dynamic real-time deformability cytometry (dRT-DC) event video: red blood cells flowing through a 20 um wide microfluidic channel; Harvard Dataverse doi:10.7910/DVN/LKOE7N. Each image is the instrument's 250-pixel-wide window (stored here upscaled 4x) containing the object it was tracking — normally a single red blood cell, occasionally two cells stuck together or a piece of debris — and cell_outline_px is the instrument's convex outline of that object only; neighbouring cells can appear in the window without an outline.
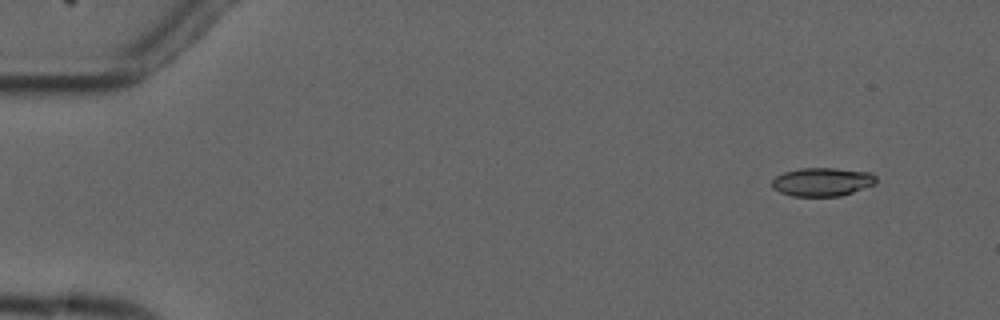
{"species": "common noctule bat (a hibernating species)", "species_latin": "Nyctalus noctula", "temperature_condition": "cold", "stored_images_in_passage": 5, "camera_frame_rate_fps": 3000, "um_per_image_px": 0.085, "animal": {"sex": "male", "forearm_length_mm": 52.5}, "frame": {"image": 1, "passage_image": 2, "time_ms": 1.0, "image_size_px": [1000, 320], "cell_outline_px": [[876, 184], [840, 196], [792, 196], [780, 192], [772, 188], [772, 180], [776, 176], [784, 172], [800, 168], [836, 168], [872, 172], [876, 176]], "centroid_in_image_um": [69.9, 15.45], "position_along_channel_um": 15.1, "area_um2": 17.4}}
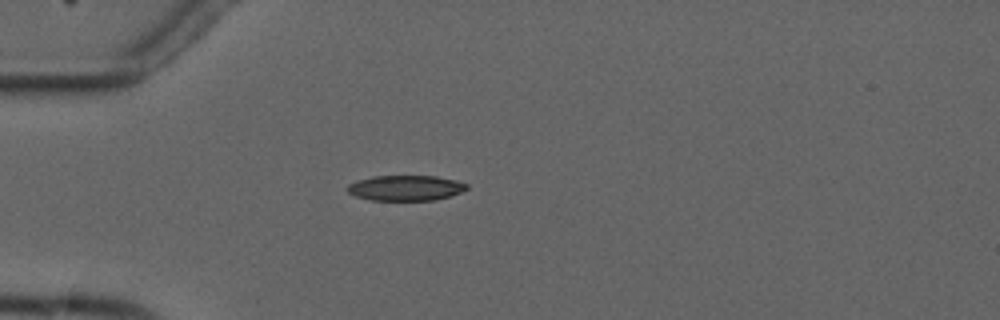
{"frame": {"image": 2, "passage_image": 5, "time_ms": 4.667, "image_size_px": [1000, 320], "cell_outline_px": [[468, 188], [460, 192], [436, 200], [372, 200], [356, 196], [348, 192], [344, 188], [348, 184], [356, 180], [372, 176], [436, 176], [456, 180], [468, 184]], "centroid_in_image_um": [34.44, 15.97], "position_along_channel_um": 50.6, "area_um2": 17.69}}